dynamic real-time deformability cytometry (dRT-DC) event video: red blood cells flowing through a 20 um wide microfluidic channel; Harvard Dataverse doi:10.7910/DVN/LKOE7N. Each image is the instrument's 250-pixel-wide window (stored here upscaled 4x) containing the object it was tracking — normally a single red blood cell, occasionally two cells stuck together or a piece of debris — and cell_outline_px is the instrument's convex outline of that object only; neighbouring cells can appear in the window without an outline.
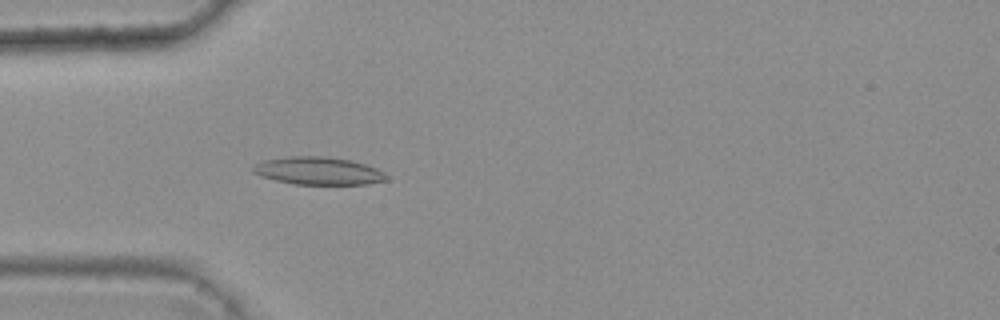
{"species": "common noctule bat (a hibernating species)", "species_latin": "Nyctalus noctula", "temperature_condition": "warm", "stored_images_in_passage": 3, "camera_frame_rate_fps": 3000, "um_per_image_px": 0.085, "animal": {"sex": "female", "body_mass_g": 25.1}, "frame": {"image": 1, "passage_image": 3, "time_ms": 0.667, "image_size_px": [1000, 320], "cell_outline_px": [[388, 180], [368, 184], [296, 184], [276, 180], [260, 176], [252, 172], [252, 168], [256, 164], [264, 160], [288, 156], [324, 156], [348, 160], [364, 164], [376, 168], [384, 172], [388, 176]], "centroid_in_image_um": [27.06, 14.52], "position_along_channel_um": 57.9, "area_um2": 21.44}}